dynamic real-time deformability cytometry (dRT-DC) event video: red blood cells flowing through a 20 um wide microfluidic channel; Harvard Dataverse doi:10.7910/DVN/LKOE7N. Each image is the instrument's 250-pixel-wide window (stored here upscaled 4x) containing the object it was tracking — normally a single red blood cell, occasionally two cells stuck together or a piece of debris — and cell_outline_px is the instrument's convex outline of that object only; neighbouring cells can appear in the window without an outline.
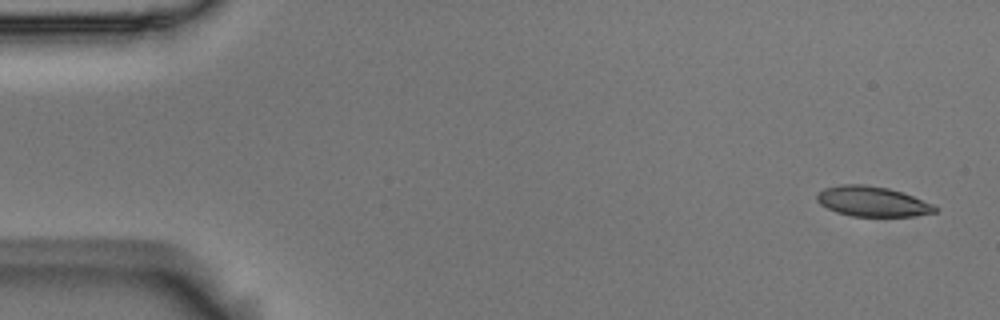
{"species": "Egyptian fruit bat (a non-hibernating species)", "species_latin": "Rousettus aegyptiacus", "temperature_condition": "room temperature", "stored_images_in_passage": 3, "camera_frame_rate_fps": 3000, "um_per_image_px": 0.085, "animal": {"sex": "male"}, "frame": {"image": 1, "passage_image": 1, "time_ms": 0.0, "image_size_px": [1000, 320], "cell_outline_px": [[936, 212], [912, 216], [852, 216], [836, 212], [820, 204], [816, 200], [816, 196], [824, 188], [840, 184], [864, 184], [888, 188], [912, 196], [932, 204], [936, 208]], "centroid_in_image_um": [74.1, 17.12], "position_along_channel_um": 10.9, "area_um2": 20.46}}
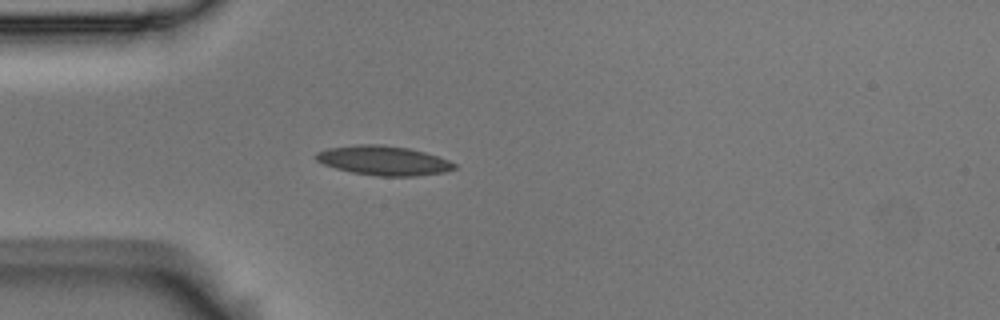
{"frame": {"image": 2, "passage_image": 3, "time_ms": 0.667, "image_size_px": [1000, 320], "cell_outline_px": [[456, 168], [444, 172], [416, 176], [380, 176], [352, 172], [336, 168], [324, 164], [316, 160], [312, 156], [316, 152], [328, 148], [356, 144], [380, 144], [408, 148], [424, 152], [448, 160], [456, 164]], "centroid_in_image_um": [32.56, 13.64], "position_along_channel_um": 52.4, "area_um2": 23.64}}